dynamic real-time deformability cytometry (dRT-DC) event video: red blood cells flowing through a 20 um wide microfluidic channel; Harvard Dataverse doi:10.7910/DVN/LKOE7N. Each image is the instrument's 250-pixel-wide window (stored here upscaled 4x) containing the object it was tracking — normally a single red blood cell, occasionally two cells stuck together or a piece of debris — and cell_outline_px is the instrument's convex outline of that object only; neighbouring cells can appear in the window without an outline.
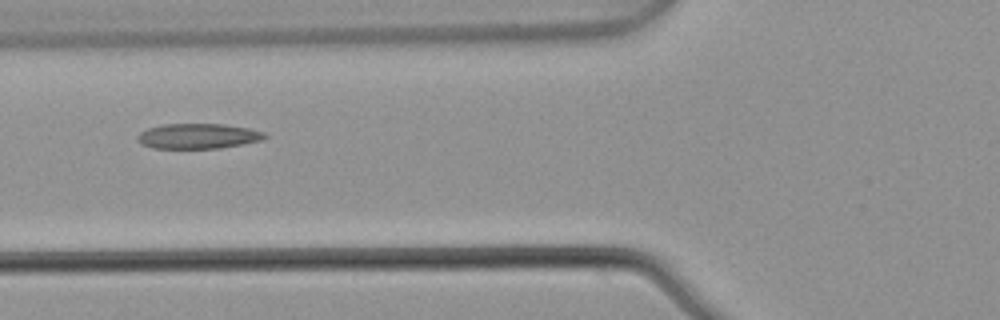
{"species": "common noctule bat (a hibernating species)", "species_latin": "Nyctalus noctula", "temperature_condition": "warm", "stored_images_in_passage": 8, "camera_frame_rate_fps": 3000, "um_per_image_px": 0.085, "animal": {"sex": "male", "body_mass_g": 21.5, "forearm_length_mm": 52.0}, "frame": {"image": 1, "passage_image": 6, "time_ms": 1.667, "image_size_px": [1000, 320], "cell_outline_px": [[268, 136], [260, 140], [244, 144], [220, 148], [152, 148], [140, 144], [136, 140], [136, 136], [140, 132], [148, 128], [164, 124], [224, 124], [248, 128], [264, 132]], "centroid_in_image_um": [16.8, 11.57], "position_along_channel_um": 109.0, "area_um2": 18.73}}
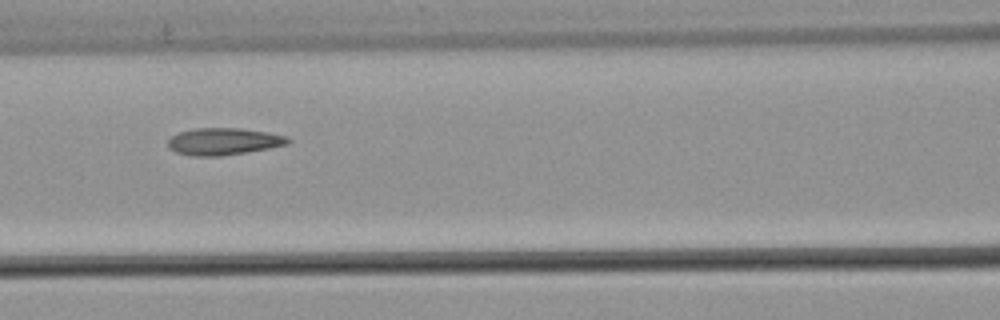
{"frame": {"image": 2, "passage_image": 7, "time_ms": 2.0, "image_size_px": [1000, 320], "cell_outline_px": [[292, 140], [288, 144], [268, 148], [220, 156], [192, 156], [176, 152], [168, 148], [168, 140], [172, 136], [180, 132], [196, 128], [240, 128], [268, 132], [288, 136]], "centroid_in_image_um": [19.01, 12.02], "position_along_channel_um": 147.6, "area_um2": 18.84}}